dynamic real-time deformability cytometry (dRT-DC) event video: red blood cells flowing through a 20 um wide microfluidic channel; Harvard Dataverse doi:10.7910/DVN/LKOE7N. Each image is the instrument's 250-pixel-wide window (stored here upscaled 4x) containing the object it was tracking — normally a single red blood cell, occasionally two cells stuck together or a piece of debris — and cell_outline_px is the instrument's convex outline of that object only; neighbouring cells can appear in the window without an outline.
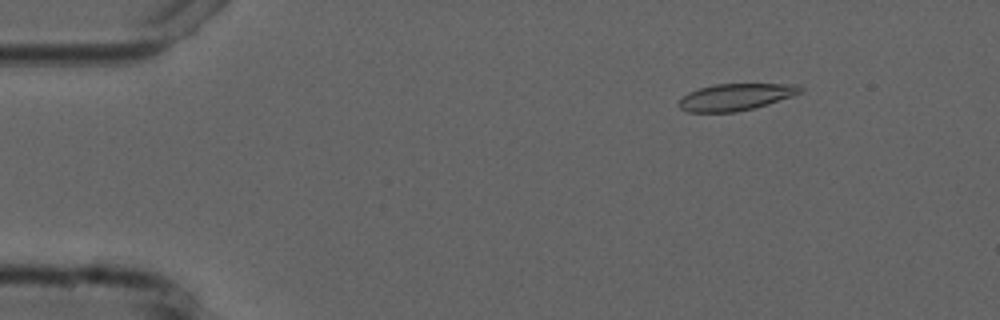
{"species": "common noctule bat (a hibernating species)", "species_latin": "Nyctalus noctula", "temperature_condition": "cold", "stored_images_in_passage": 4, "camera_frame_rate_fps": 3000, "um_per_image_px": 0.085, "animal": {"sex": "male", "forearm_length_mm": 52.5}, "frame": {"image": 1, "passage_image": 2, "time_ms": 1.333, "image_size_px": [1000, 320], "cell_outline_px": [[804, 92], [768, 104], [736, 112], [688, 112], [680, 108], [676, 104], [688, 92], [700, 88], [716, 84], [796, 84], [804, 88]], "centroid_in_image_um": [62.55, 8.24], "position_along_channel_um": 22.5, "area_um2": 18.96}}
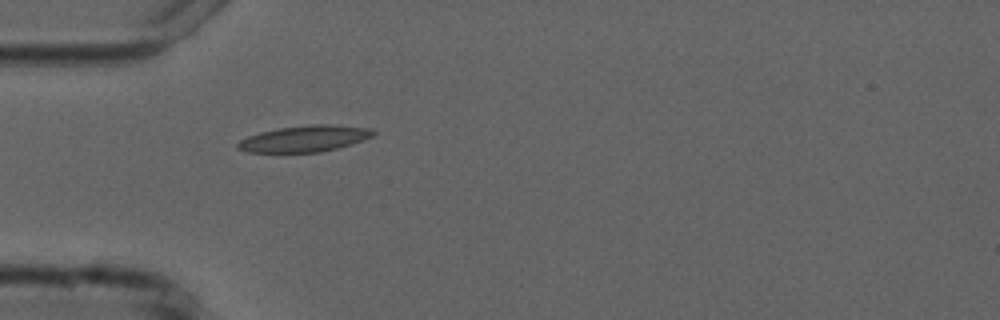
{"frame": {"image": 2, "passage_image": 4, "time_ms": 4.333, "image_size_px": [1000, 320], "cell_outline_px": [[376, 132], [372, 136], [336, 148], [320, 152], [248, 152], [236, 148], [236, 144], [240, 140], [248, 136], [260, 132], [280, 128], [308, 124], [332, 124], [368, 128]], "centroid_in_image_um": [25.83, 11.78], "position_along_channel_um": 59.2, "area_um2": 20.46}}